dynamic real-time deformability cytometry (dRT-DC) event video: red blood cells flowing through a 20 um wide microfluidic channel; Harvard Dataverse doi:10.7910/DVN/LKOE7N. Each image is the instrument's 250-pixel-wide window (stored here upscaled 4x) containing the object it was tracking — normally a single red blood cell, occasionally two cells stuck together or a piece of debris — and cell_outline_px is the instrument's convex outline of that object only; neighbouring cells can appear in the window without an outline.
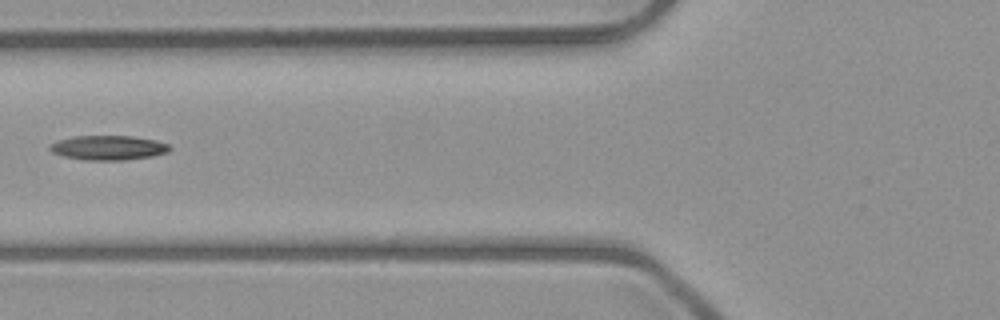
{"species": "common noctule bat (a hibernating species)", "species_latin": "Nyctalus noctula", "temperature_condition": "room temperature", "stored_images_in_passage": 2, "camera_frame_rate_fps": 3000, "um_per_image_px": 0.085, "animal": {"sex": "male", "body_mass_g": 23.1, "forearm_length_mm": 52.7}, "frame": {"image": 1, "passage_image": 2, "time_ms": 1.0, "image_size_px": [1000, 320], "cell_outline_px": [[172, 148], [168, 152], [152, 156], [124, 160], [84, 160], [64, 156], [52, 152], [48, 148], [48, 144], [56, 140], [72, 136], [132, 136], [156, 140], [168, 144]], "centroid_in_image_um": [9.17, 12.55], "position_along_channel_um": 116.6, "area_um2": 17.28}}